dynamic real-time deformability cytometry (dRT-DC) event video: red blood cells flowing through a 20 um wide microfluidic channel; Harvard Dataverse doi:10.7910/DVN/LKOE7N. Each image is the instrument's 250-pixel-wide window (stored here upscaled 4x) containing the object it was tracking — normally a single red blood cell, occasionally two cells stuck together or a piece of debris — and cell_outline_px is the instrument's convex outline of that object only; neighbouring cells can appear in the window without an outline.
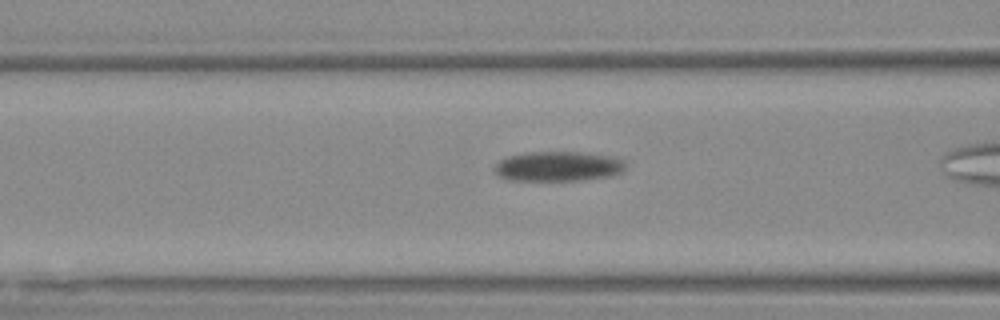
{"species": "Egyptian fruit bat (a non-hibernating species)", "species_latin": "Rousettus aegyptiacus", "temperature_condition": "warm", "stored_images_in_passage": 35, "segment_of_instrument_passage": [1, 2], "camera_frame_rate_fps": 3000, "um_per_image_px": 0.085, "animal": {"sex": "female"}, "frame": {"image": 1, "passage_image": 12, "time_ms": 3.667, "image_size_px": [1000, 320], "cell_outline_px": [[628, 164], [624, 172], [612, 176], [580, 180], [508, 180], [500, 176], [492, 168], [500, 160], [508, 156], [524, 152], [580, 152], [616, 156], [624, 160]], "centroid_in_image_um": [47.51, 14.13], "position_along_channel_um": 119.1, "area_um2": 23.18}}
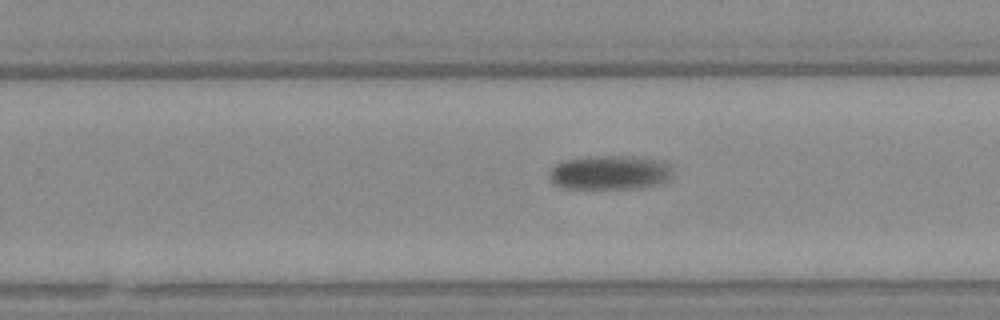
{"frame": {"image": 2, "passage_image": 26, "time_ms": 8.333, "image_size_px": [1000, 320], "cell_outline_px": [[672, 176], [664, 184], [628, 188], [564, 188], [552, 184], [552, 168], [560, 160], [584, 156], [624, 156], [660, 160], [668, 164], [672, 168]], "centroid_in_image_um": [51.85, 14.66], "position_along_channel_um": 278.0, "area_um2": 24.62}}
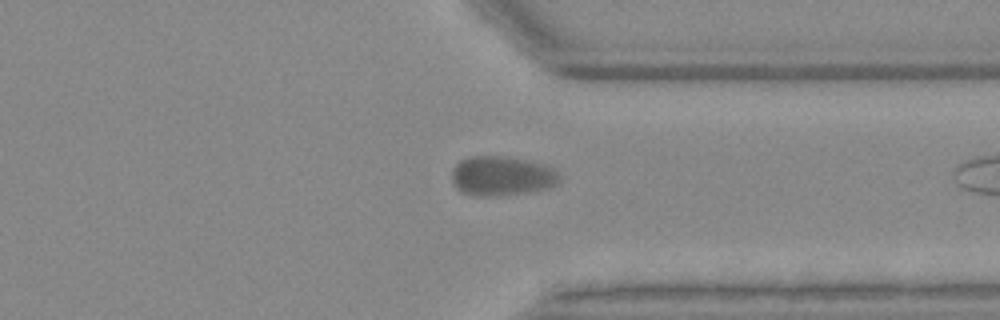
{"frame": {"image": 3, "passage_image": 34, "time_ms": 11.0, "image_size_px": [1000, 320], "cell_outline_px": [[560, 180], [556, 184], [548, 188], [528, 192], [496, 196], [484, 196], [464, 192], [456, 188], [452, 180], [452, 168], [460, 160], [468, 156], [508, 156], [544, 164], [556, 168], [560, 176]], "centroid_in_image_um": [42.67, 14.94], "position_along_channel_um": 368.7, "area_um2": 24.97}}